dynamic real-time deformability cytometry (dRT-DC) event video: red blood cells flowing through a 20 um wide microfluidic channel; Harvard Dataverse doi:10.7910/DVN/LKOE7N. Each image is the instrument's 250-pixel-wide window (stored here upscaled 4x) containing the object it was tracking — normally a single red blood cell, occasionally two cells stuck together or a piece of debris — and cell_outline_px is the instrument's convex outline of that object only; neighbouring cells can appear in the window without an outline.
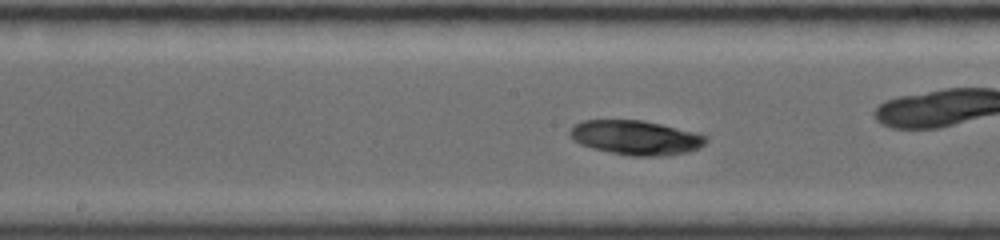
{"species": "common noctule bat (a hibernating species)", "species_latin": "Nyctalus noctula", "temperature_condition": "room temperature", "stored_images_in_passage": 72, "camera_frame_rate_fps": 4000, "um_per_image_px": 0.085, "animal": {"sex": "female", "body_mass_g": 19.0, "forearm_length_mm": 56.7}, "frame": {"image": 1, "passage_image": 24, "time_ms": 6.75, "image_size_px": [1000, 240], "cell_outline_px": [[708, 140], [700, 148], [688, 152], [664, 156], [632, 156], [592, 148], [580, 144], [572, 140], [568, 132], [576, 124], [584, 120], [640, 120], [660, 124], [692, 132], [704, 136]], "centroid_in_image_um": [54.02, 11.71], "position_along_channel_um": 194.2, "area_um2": 26.99}}